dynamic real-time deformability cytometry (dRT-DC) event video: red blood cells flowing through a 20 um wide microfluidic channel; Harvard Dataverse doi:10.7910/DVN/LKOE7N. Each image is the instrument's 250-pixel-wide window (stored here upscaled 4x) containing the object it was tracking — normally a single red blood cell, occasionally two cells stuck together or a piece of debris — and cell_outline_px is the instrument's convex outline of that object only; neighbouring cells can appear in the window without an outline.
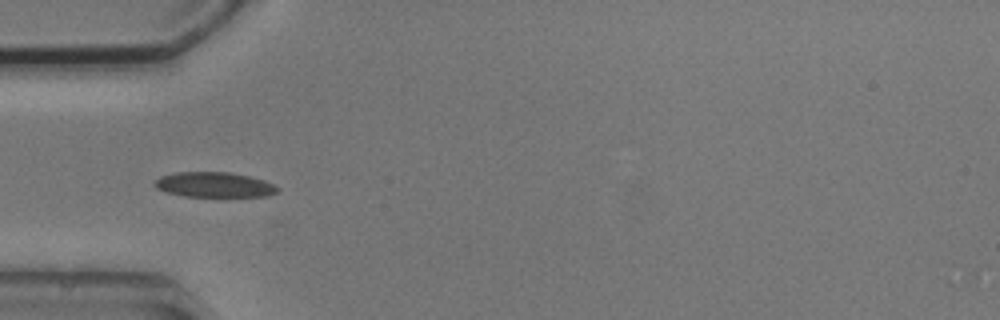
{"species": "common noctule bat (a hibernating species)", "species_latin": "Nyctalus noctula", "temperature_condition": "cold", "stored_images_in_passage": 5, "camera_frame_rate_fps": 3000, "um_per_image_px": 0.085, "animal": {"sex": "male", "body_mass_g": 20.5, "forearm_length_mm": 52.5}, "frame": {"image": 1, "passage_image": 4, "time_ms": 4.667, "image_size_px": [1000, 320], "cell_outline_px": [[280, 188], [276, 192], [268, 196], [184, 196], [168, 192], [156, 188], [152, 184], [160, 176], [176, 172], [228, 172], [248, 176], [264, 180]], "centroid_in_image_um": [18.19, 15.69], "position_along_channel_um": 66.8, "area_um2": 17.8}}